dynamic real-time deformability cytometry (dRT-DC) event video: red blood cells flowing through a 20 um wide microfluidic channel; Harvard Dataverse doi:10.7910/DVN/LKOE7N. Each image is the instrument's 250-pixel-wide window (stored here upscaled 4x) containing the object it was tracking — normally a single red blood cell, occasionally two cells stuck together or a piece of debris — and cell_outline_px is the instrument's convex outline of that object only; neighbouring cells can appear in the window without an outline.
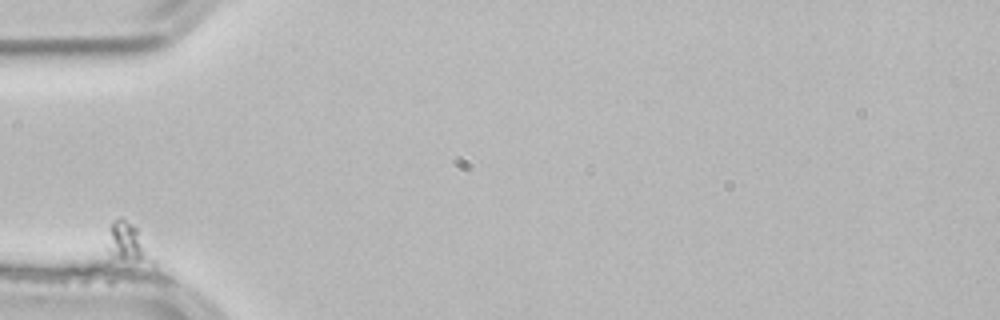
{"species": "common noctule bat (a hibernating species)", "species_latin": "Nyctalus noctula", "temperature_condition": "room temperature", "stored_images_in_passage": 7, "camera_frame_rate_fps": 3000, "um_per_image_px": 0.085, "animal": {"sex": "male", "body_mass_g": 21.5, "forearm_length_mm": 52.0}, "frame": {"image": 1, "passage_image": 1, "time_ms": 0.0, "image_size_px": [1000, 320], "cell_outline_px": [[156, 264], [104, 264], [104, 248], [112, 224], [120, 216], [132, 224], [136, 228], [156, 260]], "centroid_in_image_um": [10.74, 20.88], "position_along_channel_um": 74.3, "area_um2": 11.96}}
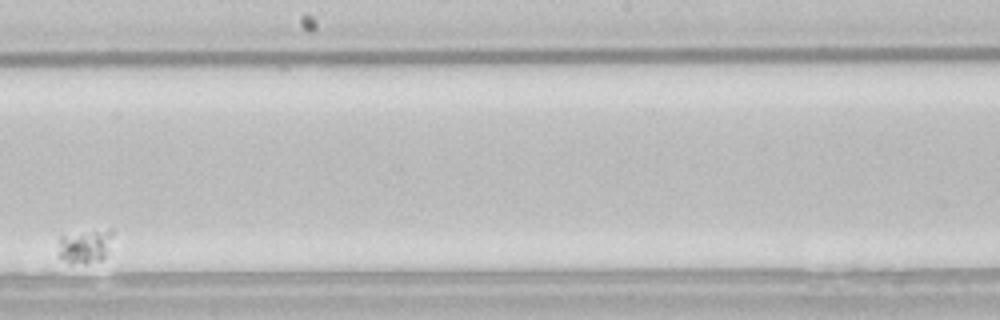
{"frame": {"image": 2, "passage_image": 5, "time_ms": 1.333, "image_size_px": [1000, 320], "cell_outline_px": [[112, 236], [108, 252], [100, 260], [84, 264], [72, 264], [56, 256], [60, 236], [108, 228], [112, 228]], "centroid_in_image_um": [7.2, 20.94], "position_along_channel_um": 241.0, "area_um2": 10.92}}